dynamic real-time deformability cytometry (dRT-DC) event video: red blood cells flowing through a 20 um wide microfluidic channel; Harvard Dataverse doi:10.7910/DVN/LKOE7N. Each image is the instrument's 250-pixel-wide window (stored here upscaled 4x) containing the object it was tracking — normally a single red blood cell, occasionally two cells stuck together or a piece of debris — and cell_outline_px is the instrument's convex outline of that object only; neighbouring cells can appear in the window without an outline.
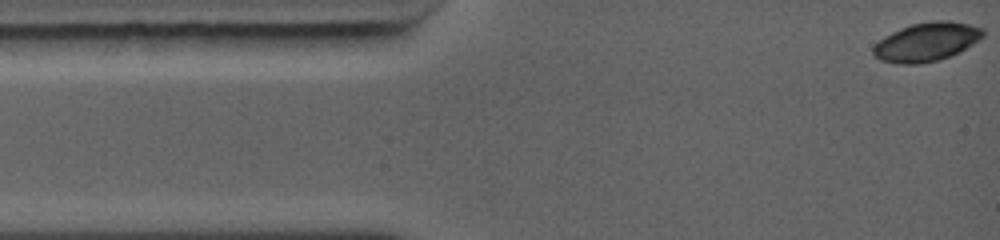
{"species": "common noctule bat (a hibernating species)", "species_latin": "Nyctalus noctula", "temperature_condition": "warm", "stored_images_in_passage": 9, "camera_frame_rate_fps": 5000, "um_per_image_px": 0.085, "animal": {"sex": "female", "body_mass_g": 19.0, "forearm_length_mm": 56.7}, "frame": {"image": 1, "passage_image": 1, "time_ms": 0.0, "image_size_px": [1000, 240], "cell_outline_px": [[984, 36], [960, 52], [936, 60], [916, 64], [900, 64], [880, 60], [872, 52], [872, 48], [884, 36], [892, 32], [912, 24], [932, 20], [948, 20], [968, 24], [984, 28]], "centroid_in_image_um": [78.77, 3.55], "position_along_channel_um": 6.2, "area_um2": 24.57}}
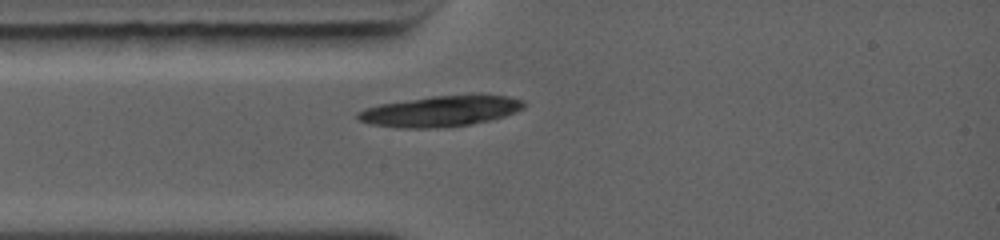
{"frame": {"image": 2, "passage_image": 9, "time_ms": 2.6, "image_size_px": [1000, 240], "cell_outline_px": [[528, 104], [524, 108], [516, 112], [504, 116], [488, 120], [468, 124], [376, 124], [360, 120], [356, 116], [356, 112], [364, 108], [380, 104], [432, 96], [472, 92], [480, 92], [508, 96], [524, 100]], "centroid_in_image_um": [37.68, 9.31], "position_along_channel_um": 47.3, "area_um2": 28.55}}